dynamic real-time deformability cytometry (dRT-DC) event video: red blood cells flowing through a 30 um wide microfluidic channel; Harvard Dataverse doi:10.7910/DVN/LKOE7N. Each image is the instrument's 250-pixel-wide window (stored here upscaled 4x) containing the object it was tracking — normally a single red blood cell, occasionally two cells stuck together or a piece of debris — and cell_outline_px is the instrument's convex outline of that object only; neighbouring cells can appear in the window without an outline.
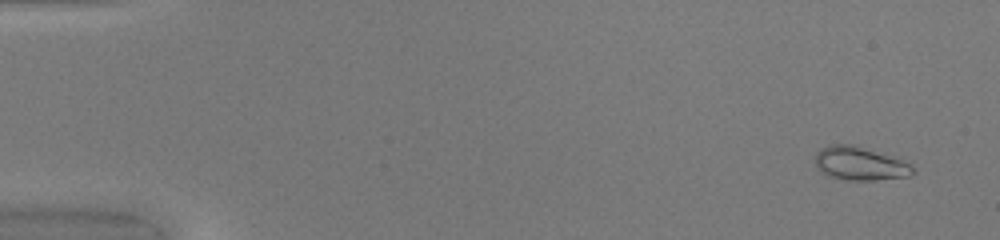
{"species": "common noctule bat (a hibernating species)", "species_latin": "Nyctalus noctula", "temperature_condition": "warm", "stored_images_in_passage": 51, "segment_of_instrument_passage": [1, 2], "camera_frame_rate_fps": 3000, "um_per_image_px": 0.085, "animal": {"sex": "female", "body_mass_g": 20.0, "forearm_length_mm": 54.0}, "frame": {"image": 1, "passage_image": 3, "time_ms": 0.667, "image_size_px": [1000, 240], "cell_outline_px": [[916, 172], [908, 176], [876, 180], [848, 180], [828, 176], [820, 172], [816, 164], [816, 152], [828, 144], [856, 144], [900, 160], [908, 164]], "centroid_in_image_um": [73.04, 13.9], "position_along_channel_um": 12.0, "area_um2": 18.9}}
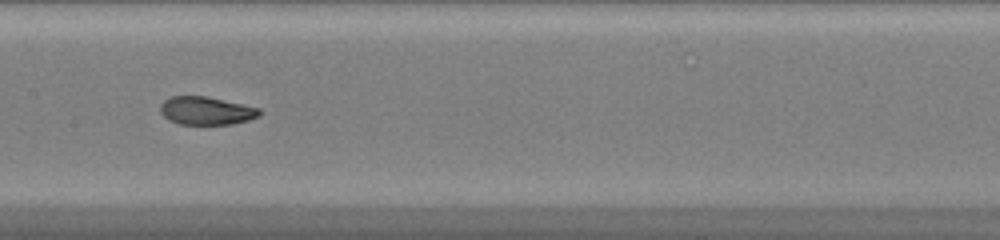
{"frame": {"image": 2, "passage_image": 26, "time_ms": 8.333, "image_size_px": [1000, 240], "cell_outline_px": [[260, 116], [248, 120], [232, 124], [180, 124], [168, 120], [160, 112], [160, 104], [164, 100], [172, 96], [208, 96], [260, 108]], "centroid_in_image_um": [17.52, 9.41], "position_along_channel_um": 189.9, "area_um2": 16.3}}
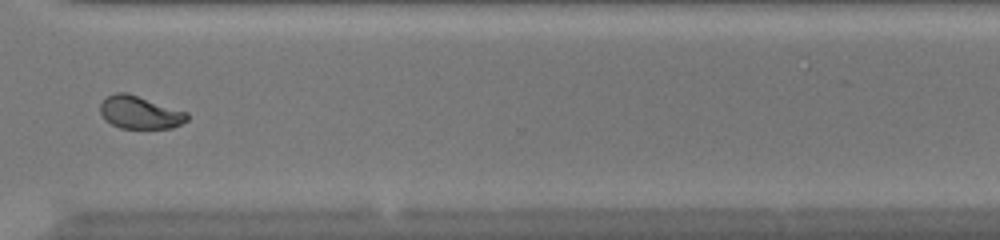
{"frame": {"image": 3, "passage_image": 38, "time_ms": 12.333, "image_size_px": [1000, 240], "cell_outline_px": [[188, 120], [172, 128], [120, 128], [104, 120], [100, 112], [100, 104], [108, 96], [116, 92], [124, 92], [188, 112]], "centroid_in_image_um": [11.88, 9.57], "position_along_channel_um": 358.7, "area_um2": 16.42}}